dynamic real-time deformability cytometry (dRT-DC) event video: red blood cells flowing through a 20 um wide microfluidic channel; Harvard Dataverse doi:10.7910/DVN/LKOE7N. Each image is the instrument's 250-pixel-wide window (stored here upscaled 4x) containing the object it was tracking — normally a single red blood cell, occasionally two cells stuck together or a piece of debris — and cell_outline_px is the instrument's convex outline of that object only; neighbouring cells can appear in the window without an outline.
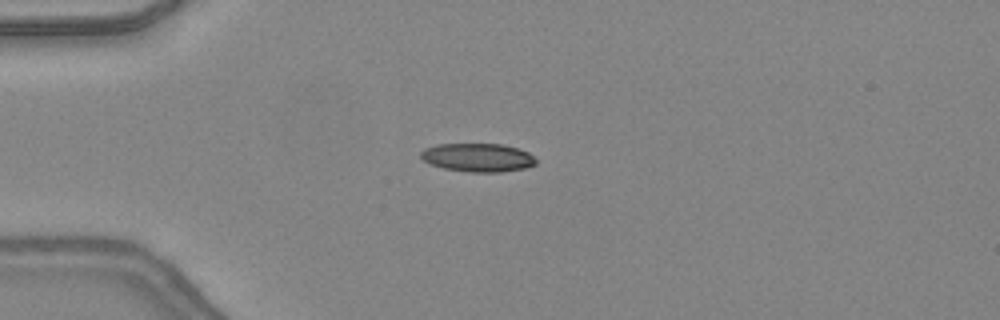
{"species": "common noctule bat (a hibernating species)", "species_latin": "Nyctalus noctula", "temperature_condition": "warm", "stored_images_in_passage": 33, "camera_frame_rate_fps": 3000, "um_per_image_px": 0.085, "animal": {"sex": "female", "body_mass_g": 24.6, "forearm_length_mm": 56.2}, "frame": {"image": 1, "passage_image": 5, "time_ms": 1.333, "image_size_px": [1000, 320], "cell_outline_px": [[536, 164], [524, 168], [500, 172], [468, 172], [444, 168], [428, 164], [420, 156], [420, 152], [424, 148], [436, 144], [504, 144], [528, 152], [536, 160]], "centroid_in_image_um": [40.57, 13.39], "position_along_channel_um": 44.4, "area_um2": 19.13}}
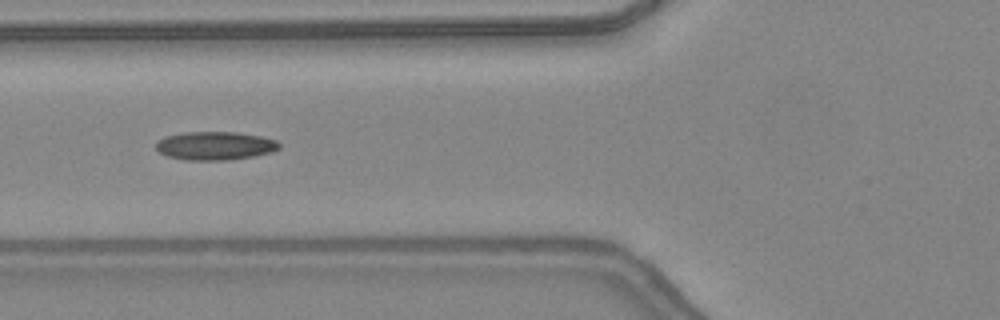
{"frame": {"image": 2, "passage_image": 11, "time_ms": 3.333, "image_size_px": [1000, 320], "cell_outline_px": [[280, 148], [272, 152], [252, 156], [228, 160], [184, 160], [168, 156], [160, 152], [156, 148], [156, 144], [164, 136], [184, 132], [236, 132], [260, 136], [276, 140], [280, 144]], "centroid_in_image_um": [18.28, 12.39], "position_along_channel_um": 107.5, "area_um2": 20.35}}
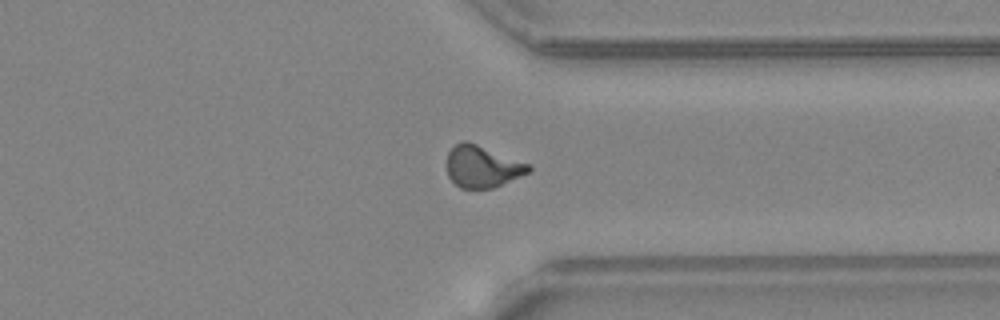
{"frame": {"image": 3, "passage_image": 29, "time_ms": 9.333, "image_size_px": [1000, 320], "cell_outline_px": [[532, 168], [528, 172], [492, 188], [460, 188], [448, 176], [448, 152], [460, 140], [468, 140], [528, 164]], "centroid_in_image_um": [40.96, 14.14], "position_along_channel_um": 370.4, "area_um2": 19.54}, "authors_computed_cell_mechanics": {"area_um2": 19.363, "velocity_mm_per_s": 4.4179, "shape_relaxation_time_tau1_ms": 5.1003, "shape_relaxation_time_tau2_ms": 2.0, "deformation_change_tau1": 0.2006, "deformation_change_tau2": 0.0979}}